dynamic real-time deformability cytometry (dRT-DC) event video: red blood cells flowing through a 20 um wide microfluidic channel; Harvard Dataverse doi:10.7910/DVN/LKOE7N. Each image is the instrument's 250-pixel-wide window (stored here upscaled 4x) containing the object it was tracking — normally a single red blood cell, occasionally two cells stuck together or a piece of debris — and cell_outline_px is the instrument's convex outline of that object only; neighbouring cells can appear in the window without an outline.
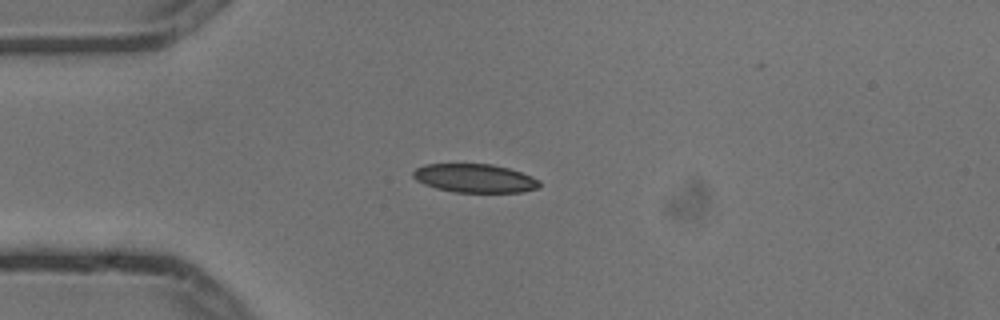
{"species": "common noctule bat (a hibernating species)", "species_latin": "Nyctalus noctula", "temperature_condition": "cold", "stored_images_in_passage": 3, "camera_frame_rate_fps": 3000, "um_per_image_px": 0.085, "animal": {"sex": "male", "body_mass_g": 13.3}, "frame": {"image": 1, "passage_image": 1, "time_ms": 0.0, "image_size_px": [1000, 320], "cell_outline_px": [[540, 188], [520, 192], [452, 192], [436, 188], [424, 184], [416, 180], [412, 176], [412, 172], [416, 168], [424, 164], [492, 164], [508, 168], [532, 176], [540, 180]], "centroid_in_image_um": [40.35, 15.15], "position_along_channel_um": 44.7, "area_um2": 21.15}}
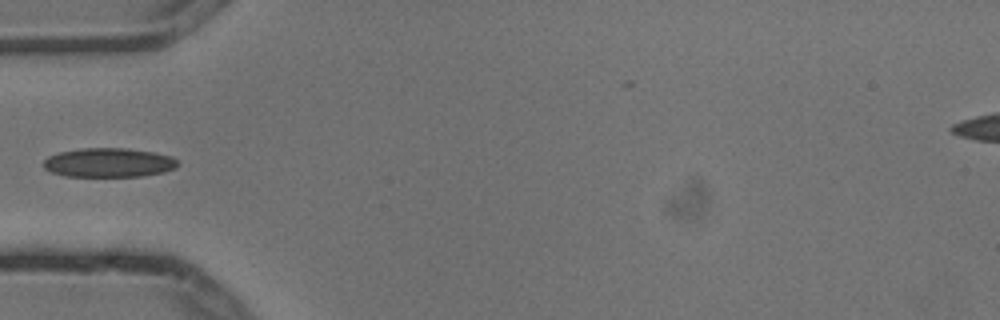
{"frame": {"image": 2, "passage_image": 2, "time_ms": 0.333, "image_size_px": [1000, 320], "cell_outline_px": [[180, 164], [176, 168], [164, 172], [144, 176], [64, 176], [52, 172], [44, 168], [44, 160], [48, 156], [60, 152], [84, 148], [124, 148], [152, 152], [172, 156]], "centroid_in_image_um": [9.27, 13.82], "position_along_channel_um": 75.7, "area_um2": 22.77}}
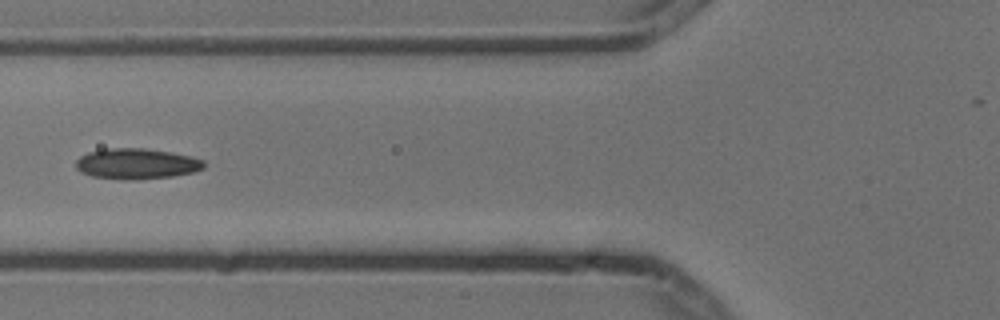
{"frame": {"image": 3, "passage_image": 3, "time_ms": 0.667, "image_size_px": [1000, 320], "cell_outline_px": [[204, 168], [192, 172], [172, 176], [136, 180], [124, 180], [92, 176], [80, 172], [76, 168], [76, 160], [80, 156], [88, 152], [108, 148], [144, 148], [172, 152], [204, 160]], "centroid_in_image_um": [11.58, 13.92], "position_along_channel_um": 114.2, "area_um2": 22.89}}